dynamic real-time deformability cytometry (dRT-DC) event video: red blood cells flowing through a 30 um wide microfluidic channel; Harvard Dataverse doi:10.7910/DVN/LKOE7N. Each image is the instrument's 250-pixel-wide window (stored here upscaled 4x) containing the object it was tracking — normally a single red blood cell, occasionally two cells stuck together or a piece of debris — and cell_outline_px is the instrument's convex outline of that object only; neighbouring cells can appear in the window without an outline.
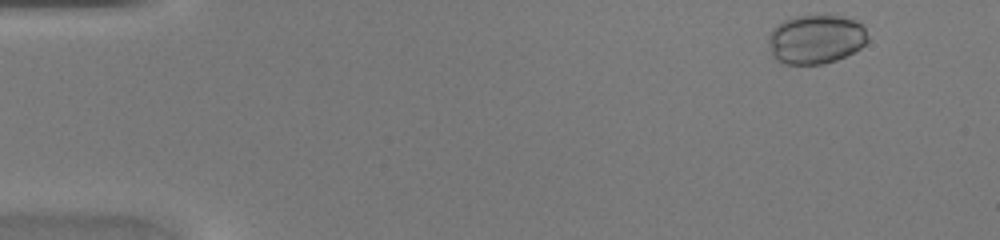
{"species": "common noctule bat (a hibernating species)", "species_latin": "Nyctalus noctula", "temperature_condition": "warm", "stored_images_in_passage": 43, "camera_frame_rate_fps": 3000, "um_per_image_px": 0.085, "animal": {"sex": "female", "body_mass_g": 20.0, "forearm_length_mm": 54.0}, "frame": {"image": 1, "passage_image": 2, "time_ms": 0.333, "image_size_px": [1000, 240], "cell_outline_px": [[868, 40], [860, 48], [836, 60], [824, 64], [784, 64], [776, 60], [772, 56], [768, 44], [768, 40], [772, 28], [784, 20], [792, 16], [840, 16], [856, 20], [864, 28], [868, 36]], "centroid_in_image_um": [69.31, 3.34], "position_along_channel_um": 15.7, "area_um2": 28.44}}
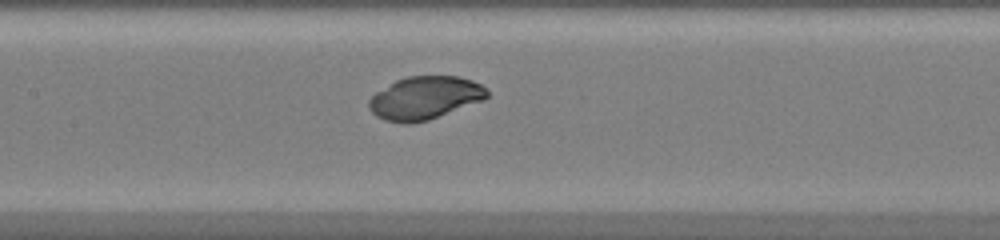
{"frame": {"image": 2, "passage_image": 20, "time_ms": 6.333, "image_size_px": [1000, 240], "cell_outline_px": [[488, 96], [484, 100], [428, 120], [408, 124], [404, 124], [384, 120], [376, 116], [368, 108], [368, 100], [376, 92], [396, 80], [408, 76], [460, 76], [472, 80], [488, 88]], "centroid_in_image_um": [36.11, 8.32], "position_along_channel_um": 171.3, "area_um2": 29.71}}
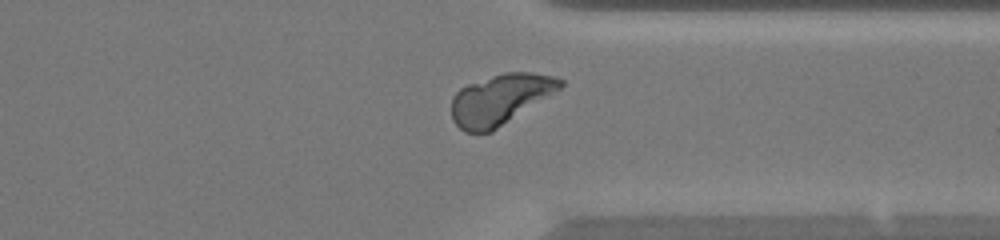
{"frame": {"image": 3, "passage_image": 33, "time_ms": 10.667, "image_size_px": [1000, 240], "cell_outline_px": [[564, 84], [560, 88], [492, 132], [464, 132], [452, 120], [452, 96], [460, 88], [468, 84], [504, 72], [532, 72], [552, 76], [564, 80]], "centroid_in_image_um": [42.48, 8.44], "position_along_channel_um": 368.9, "area_um2": 31.56}}